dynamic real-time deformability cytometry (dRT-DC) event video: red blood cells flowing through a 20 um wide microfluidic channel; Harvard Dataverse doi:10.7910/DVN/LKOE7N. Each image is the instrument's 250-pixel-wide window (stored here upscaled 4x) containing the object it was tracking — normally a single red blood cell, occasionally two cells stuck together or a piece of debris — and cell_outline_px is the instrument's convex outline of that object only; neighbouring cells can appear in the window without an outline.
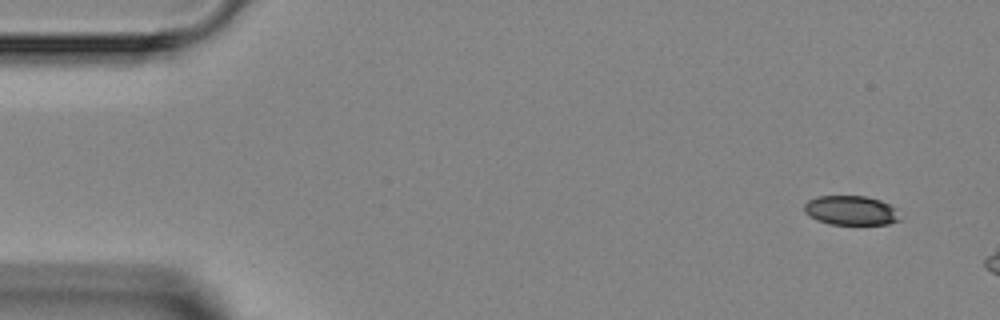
{"species": "Egyptian fruit bat (a non-hibernating species)", "species_latin": "Rousettus aegyptiacus", "temperature_condition": "room temperature", "stored_images_in_passage": 4, "camera_frame_rate_fps": 3000, "um_per_image_px": 0.085, "animal": {"sex": "female"}, "frame": {"image": 1, "passage_image": 1, "time_ms": 0.0, "image_size_px": [1000, 320], "cell_outline_px": [[900, 220], [888, 224], [828, 224], [816, 220], [808, 216], [804, 212], [804, 204], [808, 200], [816, 196], [864, 196], [880, 200], [896, 208]], "centroid_in_image_um": [72.29, 17.89], "position_along_channel_um": 12.7, "area_um2": 16.47}}